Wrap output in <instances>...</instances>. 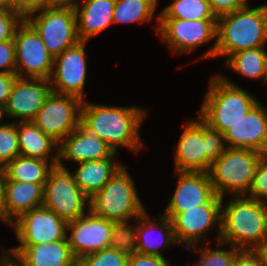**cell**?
<instances>
[{
  "instance_id": "9c48e42d",
  "label": "cell",
  "mask_w": 267,
  "mask_h": 266,
  "mask_svg": "<svg viewBox=\"0 0 267 266\" xmlns=\"http://www.w3.org/2000/svg\"><path fill=\"white\" fill-rule=\"evenodd\" d=\"M25 20L40 35L43 44L53 57L80 41L73 5L58 4L45 8L29 15Z\"/></svg>"
},
{
  "instance_id": "f6af8a7d",
  "label": "cell",
  "mask_w": 267,
  "mask_h": 266,
  "mask_svg": "<svg viewBox=\"0 0 267 266\" xmlns=\"http://www.w3.org/2000/svg\"><path fill=\"white\" fill-rule=\"evenodd\" d=\"M0 9L16 11V0H0Z\"/></svg>"
},
{
  "instance_id": "b9f144b4",
  "label": "cell",
  "mask_w": 267,
  "mask_h": 266,
  "mask_svg": "<svg viewBox=\"0 0 267 266\" xmlns=\"http://www.w3.org/2000/svg\"><path fill=\"white\" fill-rule=\"evenodd\" d=\"M231 266H264L255 251H240Z\"/></svg>"
},
{
  "instance_id": "e575fe53",
  "label": "cell",
  "mask_w": 267,
  "mask_h": 266,
  "mask_svg": "<svg viewBox=\"0 0 267 266\" xmlns=\"http://www.w3.org/2000/svg\"><path fill=\"white\" fill-rule=\"evenodd\" d=\"M249 198L267 203V153L259 161L248 194Z\"/></svg>"
},
{
  "instance_id": "5b68a950",
  "label": "cell",
  "mask_w": 267,
  "mask_h": 266,
  "mask_svg": "<svg viewBox=\"0 0 267 266\" xmlns=\"http://www.w3.org/2000/svg\"><path fill=\"white\" fill-rule=\"evenodd\" d=\"M197 118L185 123L178 144L174 145L175 171L209 172L227 148L224 134Z\"/></svg>"
},
{
  "instance_id": "7dc6e473",
  "label": "cell",
  "mask_w": 267,
  "mask_h": 266,
  "mask_svg": "<svg viewBox=\"0 0 267 266\" xmlns=\"http://www.w3.org/2000/svg\"><path fill=\"white\" fill-rule=\"evenodd\" d=\"M0 266H13L8 260L0 255Z\"/></svg>"
},
{
  "instance_id": "30bf717a",
  "label": "cell",
  "mask_w": 267,
  "mask_h": 266,
  "mask_svg": "<svg viewBox=\"0 0 267 266\" xmlns=\"http://www.w3.org/2000/svg\"><path fill=\"white\" fill-rule=\"evenodd\" d=\"M43 207L70 222L89 211V198L77 186L73 173L67 167L55 165L44 184Z\"/></svg>"
},
{
  "instance_id": "d590c367",
  "label": "cell",
  "mask_w": 267,
  "mask_h": 266,
  "mask_svg": "<svg viewBox=\"0 0 267 266\" xmlns=\"http://www.w3.org/2000/svg\"><path fill=\"white\" fill-rule=\"evenodd\" d=\"M24 20L16 11L0 9V42L13 40Z\"/></svg>"
},
{
  "instance_id": "5bb4252c",
  "label": "cell",
  "mask_w": 267,
  "mask_h": 266,
  "mask_svg": "<svg viewBox=\"0 0 267 266\" xmlns=\"http://www.w3.org/2000/svg\"><path fill=\"white\" fill-rule=\"evenodd\" d=\"M87 43L88 41H79L54 57L53 71L49 79L52 92L86 100L84 88L87 80Z\"/></svg>"
},
{
  "instance_id": "e0dca14e",
  "label": "cell",
  "mask_w": 267,
  "mask_h": 266,
  "mask_svg": "<svg viewBox=\"0 0 267 266\" xmlns=\"http://www.w3.org/2000/svg\"><path fill=\"white\" fill-rule=\"evenodd\" d=\"M48 79L18 78L11 90L7 105L2 110L3 119H16L15 122L32 121L51 94Z\"/></svg>"
},
{
  "instance_id": "4dcf8cb0",
  "label": "cell",
  "mask_w": 267,
  "mask_h": 266,
  "mask_svg": "<svg viewBox=\"0 0 267 266\" xmlns=\"http://www.w3.org/2000/svg\"><path fill=\"white\" fill-rule=\"evenodd\" d=\"M208 242L207 239V242L204 243L206 245L205 247L196 245L188 248V250L193 251V253L196 251L200 252V258L197 260L198 262L195 266H231L237 254L241 251L220 241L216 243L217 249H211V247H208ZM223 246H230V248L223 249Z\"/></svg>"
},
{
  "instance_id": "9a60e30c",
  "label": "cell",
  "mask_w": 267,
  "mask_h": 266,
  "mask_svg": "<svg viewBox=\"0 0 267 266\" xmlns=\"http://www.w3.org/2000/svg\"><path fill=\"white\" fill-rule=\"evenodd\" d=\"M67 225V221L42 206L24 212L10 227L20 245H38L67 239Z\"/></svg>"
},
{
  "instance_id": "277c9868",
  "label": "cell",
  "mask_w": 267,
  "mask_h": 266,
  "mask_svg": "<svg viewBox=\"0 0 267 266\" xmlns=\"http://www.w3.org/2000/svg\"><path fill=\"white\" fill-rule=\"evenodd\" d=\"M267 46V10L261 4L217 18L215 58Z\"/></svg>"
},
{
  "instance_id": "8d00e7d4",
  "label": "cell",
  "mask_w": 267,
  "mask_h": 266,
  "mask_svg": "<svg viewBox=\"0 0 267 266\" xmlns=\"http://www.w3.org/2000/svg\"><path fill=\"white\" fill-rule=\"evenodd\" d=\"M16 58L14 39L0 42V73H15Z\"/></svg>"
},
{
  "instance_id": "d6a6232c",
  "label": "cell",
  "mask_w": 267,
  "mask_h": 266,
  "mask_svg": "<svg viewBox=\"0 0 267 266\" xmlns=\"http://www.w3.org/2000/svg\"><path fill=\"white\" fill-rule=\"evenodd\" d=\"M20 155L18 123H0V166L5 167Z\"/></svg>"
},
{
  "instance_id": "d4e9b609",
  "label": "cell",
  "mask_w": 267,
  "mask_h": 266,
  "mask_svg": "<svg viewBox=\"0 0 267 266\" xmlns=\"http://www.w3.org/2000/svg\"><path fill=\"white\" fill-rule=\"evenodd\" d=\"M117 154L115 152L108 159L78 163L77 170L73 172L74 179L77 186L89 199L99 192L122 166L121 162L116 161Z\"/></svg>"
},
{
  "instance_id": "83f0119b",
  "label": "cell",
  "mask_w": 267,
  "mask_h": 266,
  "mask_svg": "<svg viewBox=\"0 0 267 266\" xmlns=\"http://www.w3.org/2000/svg\"><path fill=\"white\" fill-rule=\"evenodd\" d=\"M54 166L51 161L19 155L4 168L7 181L45 183Z\"/></svg>"
},
{
  "instance_id": "7bdbcfd3",
  "label": "cell",
  "mask_w": 267,
  "mask_h": 266,
  "mask_svg": "<svg viewBox=\"0 0 267 266\" xmlns=\"http://www.w3.org/2000/svg\"><path fill=\"white\" fill-rule=\"evenodd\" d=\"M6 181H7L6 170L3 166H0V221H2V208L5 198Z\"/></svg>"
},
{
  "instance_id": "60d3db41",
  "label": "cell",
  "mask_w": 267,
  "mask_h": 266,
  "mask_svg": "<svg viewBox=\"0 0 267 266\" xmlns=\"http://www.w3.org/2000/svg\"><path fill=\"white\" fill-rule=\"evenodd\" d=\"M18 79L16 73H0V109L7 105L9 95L15 81Z\"/></svg>"
},
{
  "instance_id": "1f68e13d",
  "label": "cell",
  "mask_w": 267,
  "mask_h": 266,
  "mask_svg": "<svg viewBox=\"0 0 267 266\" xmlns=\"http://www.w3.org/2000/svg\"><path fill=\"white\" fill-rule=\"evenodd\" d=\"M135 226L126 221H113L109 246L128 256L137 253V223Z\"/></svg>"
},
{
  "instance_id": "4316f807",
  "label": "cell",
  "mask_w": 267,
  "mask_h": 266,
  "mask_svg": "<svg viewBox=\"0 0 267 266\" xmlns=\"http://www.w3.org/2000/svg\"><path fill=\"white\" fill-rule=\"evenodd\" d=\"M224 66L249 79H260L267 85L266 47L242 50L231 54Z\"/></svg>"
},
{
  "instance_id": "603a6c76",
  "label": "cell",
  "mask_w": 267,
  "mask_h": 266,
  "mask_svg": "<svg viewBox=\"0 0 267 266\" xmlns=\"http://www.w3.org/2000/svg\"><path fill=\"white\" fill-rule=\"evenodd\" d=\"M44 184L6 181L2 222L10 226L24 212L42 207Z\"/></svg>"
},
{
  "instance_id": "7a4b0ae2",
  "label": "cell",
  "mask_w": 267,
  "mask_h": 266,
  "mask_svg": "<svg viewBox=\"0 0 267 266\" xmlns=\"http://www.w3.org/2000/svg\"><path fill=\"white\" fill-rule=\"evenodd\" d=\"M221 206L220 242L241 251H255L267 237V203L230 196Z\"/></svg>"
},
{
  "instance_id": "ffe728a7",
  "label": "cell",
  "mask_w": 267,
  "mask_h": 266,
  "mask_svg": "<svg viewBox=\"0 0 267 266\" xmlns=\"http://www.w3.org/2000/svg\"><path fill=\"white\" fill-rule=\"evenodd\" d=\"M227 147L253 149L267 153V106L260 101L224 133Z\"/></svg>"
},
{
  "instance_id": "c3c4849f",
  "label": "cell",
  "mask_w": 267,
  "mask_h": 266,
  "mask_svg": "<svg viewBox=\"0 0 267 266\" xmlns=\"http://www.w3.org/2000/svg\"><path fill=\"white\" fill-rule=\"evenodd\" d=\"M3 120H4V119H3V112H2V110L0 109V123L3 122Z\"/></svg>"
},
{
  "instance_id": "cb8c5ba5",
  "label": "cell",
  "mask_w": 267,
  "mask_h": 266,
  "mask_svg": "<svg viewBox=\"0 0 267 266\" xmlns=\"http://www.w3.org/2000/svg\"><path fill=\"white\" fill-rule=\"evenodd\" d=\"M115 2L116 0H77L73 6L80 41H89L113 25Z\"/></svg>"
},
{
  "instance_id": "ab89813d",
  "label": "cell",
  "mask_w": 267,
  "mask_h": 266,
  "mask_svg": "<svg viewBox=\"0 0 267 266\" xmlns=\"http://www.w3.org/2000/svg\"><path fill=\"white\" fill-rule=\"evenodd\" d=\"M166 258L135 253L130 255L127 266H171Z\"/></svg>"
},
{
  "instance_id": "74e56055",
  "label": "cell",
  "mask_w": 267,
  "mask_h": 266,
  "mask_svg": "<svg viewBox=\"0 0 267 266\" xmlns=\"http://www.w3.org/2000/svg\"><path fill=\"white\" fill-rule=\"evenodd\" d=\"M58 5L55 0H16V12L24 19L42 9Z\"/></svg>"
},
{
  "instance_id": "8992f818",
  "label": "cell",
  "mask_w": 267,
  "mask_h": 266,
  "mask_svg": "<svg viewBox=\"0 0 267 266\" xmlns=\"http://www.w3.org/2000/svg\"><path fill=\"white\" fill-rule=\"evenodd\" d=\"M125 165L89 199V210L111 221H130L142 215L144 208L137 188Z\"/></svg>"
},
{
  "instance_id": "f907efd6",
  "label": "cell",
  "mask_w": 267,
  "mask_h": 266,
  "mask_svg": "<svg viewBox=\"0 0 267 266\" xmlns=\"http://www.w3.org/2000/svg\"><path fill=\"white\" fill-rule=\"evenodd\" d=\"M262 5L267 10V3L266 4H262Z\"/></svg>"
},
{
  "instance_id": "52a82bcc",
  "label": "cell",
  "mask_w": 267,
  "mask_h": 266,
  "mask_svg": "<svg viewBox=\"0 0 267 266\" xmlns=\"http://www.w3.org/2000/svg\"><path fill=\"white\" fill-rule=\"evenodd\" d=\"M263 155L253 149L227 147L208 172L216 195L223 199L228 193L246 196Z\"/></svg>"
},
{
  "instance_id": "681fc988",
  "label": "cell",
  "mask_w": 267,
  "mask_h": 266,
  "mask_svg": "<svg viewBox=\"0 0 267 266\" xmlns=\"http://www.w3.org/2000/svg\"><path fill=\"white\" fill-rule=\"evenodd\" d=\"M266 75H267V47H266Z\"/></svg>"
},
{
  "instance_id": "6da1fadb",
  "label": "cell",
  "mask_w": 267,
  "mask_h": 266,
  "mask_svg": "<svg viewBox=\"0 0 267 266\" xmlns=\"http://www.w3.org/2000/svg\"><path fill=\"white\" fill-rule=\"evenodd\" d=\"M146 116L147 109L136 106L97 104L85 100L81 107V124L116 153L120 147L134 153L144 147L139 131Z\"/></svg>"
},
{
  "instance_id": "4fadbf2b",
  "label": "cell",
  "mask_w": 267,
  "mask_h": 266,
  "mask_svg": "<svg viewBox=\"0 0 267 266\" xmlns=\"http://www.w3.org/2000/svg\"><path fill=\"white\" fill-rule=\"evenodd\" d=\"M83 101L51 92L32 122L58 144L81 124Z\"/></svg>"
},
{
  "instance_id": "d6986e66",
  "label": "cell",
  "mask_w": 267,
  "mask_h": 266,
  "mask_svg": "<svg viewBox=\"0 0 267 266\" xmlns=\"http://www.w3.org/2000/svg\"><path fill=\"white\" fill-rule=\"evenodd\" d=\"M176 187L162 214H178L209 203L216 193L208 172H179Z\"/></svg>"
},
{
  "instance_id": "ac0fdd59",
  "label": "cell",
  "mask_w": 267,
  "mask_h": 266,
  "mask_svg": "<svg viewBox=\"0 0 267 266\" xmlns=\"http://www.w3.org/2000/svg\"><path fill=\"white\" fill-rule=\"evenodd\" d=\"M1 255L13 266H77L78 264L67 239L38 245H18L8 251L4 247Z\"/></svg>"
},
{
  "instance_id": "44dd1931",
  "label": "cell",
  "mask_w": 267,
  "mask_h": 266,
  "mask_svg": "<svg viewBox=\"0 0 267 266\" xmlns=\"http://www.w3.org/2000/svg\"><path fill=\"white\" fill-rule=\"evenodd\" d=\"M115 151L101 138L80 124L59 143L58 166L66 168L63 160L81 163L110 158Z\"/></svg>"
},
{
  "instance_id": "836d02e7",
  "label": "cell",
  "mask_w": 267,
  "mask_h": 266,
  "mask_svg": "<svg viewBox=\"0 0 267 266\" xmlns=\"http://www.w3.org/2000/svg\"><path fill=\"white\" fill-rule=\"evenodd\" d=\"M129 256L110 246L78 260L80 266H127Z\"/></svg>"
},
{
  "instance_id": "7c38bea8",
  "label": "cell",
  "mask_w": 267,
  "mask_h": 266,
  "mask_svg": "<svg viewBox=\"0 0 267 266\" xmlns=\"http://www.w3.org/2000/svg\"><path fill=\"white\" fill-rule=\"evenodd\" d=\"M18 78L50 79L54 57L48 52L40 35L26 21L17 28L14 36Z\"/></svg>"
},
{
  "instance_id": "ba28073f",
  "label": "cell",
  "mask_w": 267,
  "mask_h": 266,
  "mask_svg": "<svg viewBox=\"0 0 267 266\" xmlns=\"http://www.w3.org/2000/svg\"><path fill=\"white\" fill-rule=\"evenodd\" d=\"M157 18L156 31L160 38L176 54L192 53L198 47L215 40L200 59L215 58L217 19L182 20Z\"/></svg>"
},
{
  "instance_id": "2e32d148",
  "label": "cell",
  "mask_w": 267,
  "mask_h": 266,
  "mask_svg": "<svg viewBox=\"0 0 267 266\" xmlns=\"http://www.w3.org/2000/svg\"><path fill=\"white\" fill-rule=\"evenodd\" d=\"M113 221L96 216L90 210L82 217L68 222L67 240L77 260L109 247Z\"/></svg>"
},
{
  "instance_id": "484cf974",
  "label": "cell",
  "mask_w": 267,
  "mask_h": 266,
  "mask_svg": "<svg viewBox=\"0 0 267 266\" xmlns=\"http://www.w3.org/2000/svg\"><path fill=\"white\" fill-rule=\"evenodd\" d=\"M18 140L20 155L51 161L54 165L58 164L59 144L32 121L18 122Z\"/></svg>"
},
{
  "instance_id": "ee69618b",
  "label": "cell",
  "mask_w": 267,
  "mask_h": 266,
  "mask_svg": "<svg viewBox=\"0 0 267 266\" xmlns=\"http://www.w3.org/2000/svg\"><path fill=\"white\" fill-rule=\"evenodd\" d=\"M260 257L262 264L267 266V237L263 240L261 245L255 250Z\"/></svg>"
},
{
  "instance_id": "7402d4cb",
  "label": "cell",
  "mask_w": 267,
  "mask_h": 266,
  "mask_svg": "<svg viewBox=\"0 0 267 266\" xmlns=\"http://www.w3.org/2000/svg\"><path fill=\"white\" fill-rule=\"evenodd\" d=\"M136 223L137 253L164 258L163 250L165 251L166 248L172 245L178 246L174 236L172 222L167 216L160 214L155 219H150V214L148 215L146 210L136 218ZM153 232L155 235V232H157V235L159 234V236L156 235L158 239L155 238Z\"/></svg>"
},
{
  "instance_id": "f1b7e54d",
  "label": "cell",
  "mask_w": 267,
  "mask_h": 266,
  "mask_svg": "<svg viewBox=\"0 0 267 266\" xmlns=\"http://www.w3.org/2000/svg\"><path fill=\"white\" fill-rule=\"evenodd\" d=\"M156 0H116L114 24L148 23L156 11Z\"/></svg>"
},
{
  "instance_id": "f546056e",
  "label": "cell",
  "mask_w": 267,
  "mask_h": 266,
  "mask_svg": "<svg viewBox=\"0 0 267 266\" xmlns=\"http://www.w3.org/2000/svg\"><path fill=\"white\" fill-rule=\"evenodd\" d=\"M158 18L217 19L211 11L208 0H171V3L159 13Z\"/></svg>"
},
{
  "instance_id": "f35d334b",
  "label": "cell",
  "mask_w": 267,
  "mask_h": 266,
  "mask_svg": "<svg viewBox=\"0 0 267 266\" xmlns=\"http://www.w3.org/2000/svg\"><path fill=\"white\" fill-rule=\"evenodd\" d=\"M211 11L216 18L233 13L244 8L248 3L246 0H208Z\"/></svg>"
},
{
  "instance_id": "bcb514c9",
  "label": "cell",
  "mask_w": 267,
  "mask_h": 266,
  "mask_svg": "<svg viewBox=\"0 0 267 266\" xmlns=\"http://www.w3.org/2000/svg\"><path fill=\"white\" fill-rule=\"evenodd\" d=\"M57 4H62V5H74L77 0H55Z\"/></svg>"
},
{
  "instance_id": "3957f363",
  "label": "cell",
  "mask_w": 267,
  "mask_h": 266,
  "mask_svg": "<svg viewBox=\"0 0 267 266\" xmlns=\"http://www.w3.org/2000/svg\"><path fill=\"white\" fill-rule=\"evenodd\" d=\"M208 85L198 116L223 134L259 102L223 73H215Z\"/></svg>"
},
{
  "instance_id": "8fae6325",
  "label": "cell",
  "mask_w": 267,
  "mask_h": 266,
  "mask_svg": "<svg viewBox=\"0 0 267 266\" xmlns=\"http://www.w3.org/2000/svg\"><path fill=\"white\" fill-rule=\"evenodd\" d=\"M221 206L222 198L215 196L209 203L187 209L178 214H163L167 216L174 230L178 246L188 249L206 241L210 231H216V242L221 235Z\"/></svg>"
}]
</instances>
